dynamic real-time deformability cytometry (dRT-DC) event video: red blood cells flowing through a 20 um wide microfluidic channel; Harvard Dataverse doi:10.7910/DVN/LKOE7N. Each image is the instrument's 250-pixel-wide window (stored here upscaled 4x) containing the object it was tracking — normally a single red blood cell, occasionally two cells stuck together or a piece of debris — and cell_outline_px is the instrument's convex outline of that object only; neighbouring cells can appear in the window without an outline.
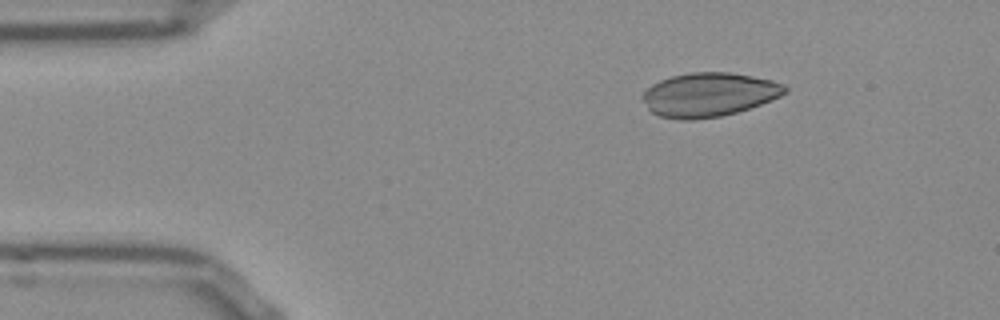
{"species": "Egyptian fruit bat (a non-hibernating species)", "species_latin": "Rousettus aegyptiacus", "temperature_condition": "room temperature", "stored_images_in_passage": 46, "camera_frame_rate_fps": 3000, "um_per_image_px": 0.085, "frame": {"image": 1, "passage_image": 2, "time_ms": 0.333, "image_size_px": [1000, 320], "cell_outline_px": [[788, 92], [780, 96], [760, 104], [736, 112], [720, 116], [692, 120], [680, 120], [660, 116], [652, 112], [648, 108], [640, 96], [652, 84], [660, 80], [672, 76], [688, 72], [728, 72], [752, 76], [772, 80], [788, 88]], "centroid_in_image_um": [60.23, 8.04], "position_along_channel_um": 24.8, "area_um2": 36.3}}
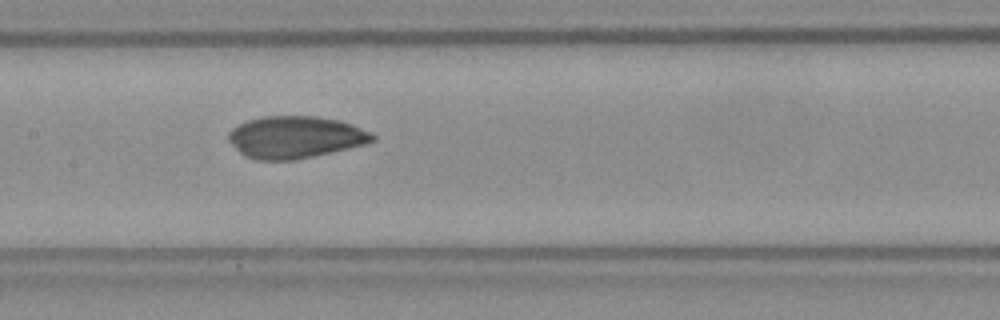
{"frame": {"image": 2, "passage_image": 19, "time_ms": 6.0, "image_size_px": [1000, 320], "cell_outline_px": [[376, 140], [364, 144], [348, 148], [312, 156], [292, 160], [256, 160], [244, 156], [228, 140], [228, 132], [232, 128], [248, 120], [264, 116], [316, 116], [340, 120], [352, 124], [372, 132], [376, 136]], "centroid_in_image_um": [25.1, 11.65], "position_along_channel_um": 182.3, "area_um2": 35.26}}
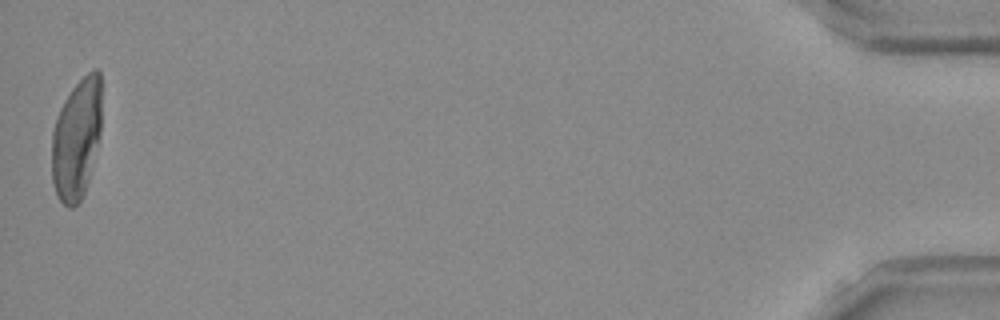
{"frame": {"image": 3, "passage_image": 46, "time_ms": 15.0, "image_size_px": [1000, 320], "cell_outline_px": [[100, 132], [88, 180], [84, 192], [80, 200], [72, 208], [68, 208], [60, 200], [56, 192], [52, 180], [52, 132], [56, 116], [64, 100], [72, 88], [92, 68], [96, 68], [100, 72]], "centroid_in_image_um": [6.48, 11.79], "position_along_channel_um": 428.7, "area_um2": 34.68}}